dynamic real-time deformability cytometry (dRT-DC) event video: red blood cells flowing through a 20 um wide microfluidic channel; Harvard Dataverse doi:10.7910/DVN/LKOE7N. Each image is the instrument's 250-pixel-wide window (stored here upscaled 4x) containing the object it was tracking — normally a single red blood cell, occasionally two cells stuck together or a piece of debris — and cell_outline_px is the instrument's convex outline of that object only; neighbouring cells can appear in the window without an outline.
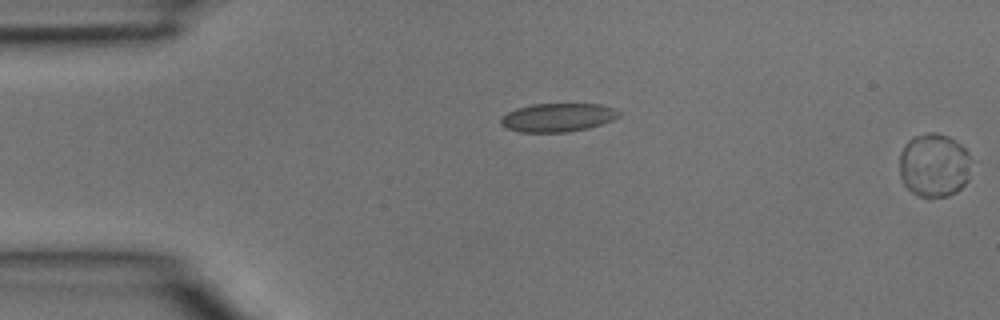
{"species": "common noctule bat (a hibernating species)", "species_latin": "Nyctalus noctula", "temperature_condition": "room temperature", "stored_images_in_passage": 2, "segment_of_instrument_passage": [2, 2], "camera_frame_rate_fps": 3000, "um_per_image_px": 0.085, "animal": {"sex": "male", "body_mass_g": 15.6}, "frame": {"image": 1, "passage_image": 2, "time_ms": 0.333, "image_size_px": [1000, 320], "cell_outline_px": [[976, 160], [968, 180], [956, 192], [948, 196], [920, 196], [912, 192], [904, 184], [900, 176], [900, 152], [908, 140], [912, 136], [928, 132], [936, 132], [948, 136], [964, 148]], "centroid_in_image_um": [79.45, 14.02], "position_along_channel_um": 5.6, "area_um2": 27.17}}